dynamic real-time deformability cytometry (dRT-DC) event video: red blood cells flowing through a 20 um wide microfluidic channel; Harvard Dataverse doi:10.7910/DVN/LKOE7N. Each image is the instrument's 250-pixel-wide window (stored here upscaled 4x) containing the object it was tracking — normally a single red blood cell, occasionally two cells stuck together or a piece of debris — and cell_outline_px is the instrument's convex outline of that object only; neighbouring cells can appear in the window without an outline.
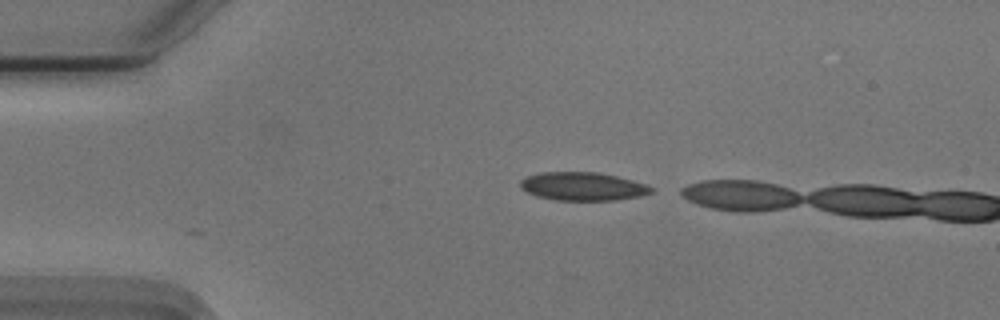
{"species": "Egyptian fruit bat (a non-hibernating species)", "species_latin": "Rousettus aegyptiacus", "temperature_condition": "cold", "stored_images_in_passage": 3, "camera_frame_rate_fps": 3000, "um_per_image_px": 0.085, "animal": {"sex": "male"}, "frame": {"image": 1, "passage_image": 1, "time_ms": 0.0, "image_size_px": [1000, 320], "cell_outline_px": [[656, 188], [652, 192], [640, 196], [616, 200], [556, 200], [536, 196], [520, 188], [520, 180], [528, 176], [540, 172], [600, 172], [632, 180]], "centroid_in_image_um": [49.54, 15.84], "position_along_channel_um": 35.5, "area_um2": 21.62}}